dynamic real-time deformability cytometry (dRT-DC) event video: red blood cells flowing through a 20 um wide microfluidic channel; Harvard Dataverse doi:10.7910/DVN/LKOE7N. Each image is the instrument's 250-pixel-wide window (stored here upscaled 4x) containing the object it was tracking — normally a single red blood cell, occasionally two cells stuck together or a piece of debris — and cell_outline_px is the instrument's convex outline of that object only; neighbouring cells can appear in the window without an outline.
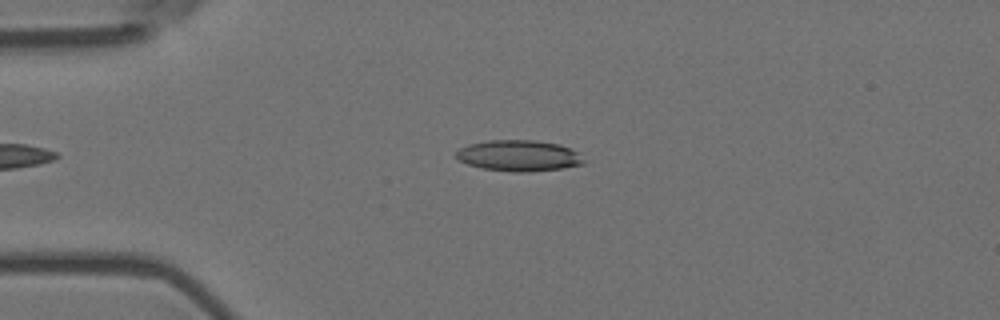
{"species": "Egyptian fruit bat (a non-hibernating species)", "species_latin": "Rousettus aegyptiacus", "temperature_condition": "room temperature", "stored_images_in_passage": 4, "camera_frame_rate_fps": 3000, "um_per_image_px": 0.085, "animal": {"sex": "female"}, "frame": {"image": 1, "passage_image": 3, "time_ms": 0.667, "image_size_px": [1000, 320], "cell_outline_px": [[584, 164], [564, 168], [528, 172], [516, 172], [484, 168], [468, 164], [460, 160], [456, 156], [456, 152], [460, 148], [468, 144], [488, 140], [532, 140], [560, 144], [576, 152], [584, 160]], "centroid_in_image_um": [44.1, 13.23], "position_along_channel_um": 40.9, "area_um2": 22.89}}